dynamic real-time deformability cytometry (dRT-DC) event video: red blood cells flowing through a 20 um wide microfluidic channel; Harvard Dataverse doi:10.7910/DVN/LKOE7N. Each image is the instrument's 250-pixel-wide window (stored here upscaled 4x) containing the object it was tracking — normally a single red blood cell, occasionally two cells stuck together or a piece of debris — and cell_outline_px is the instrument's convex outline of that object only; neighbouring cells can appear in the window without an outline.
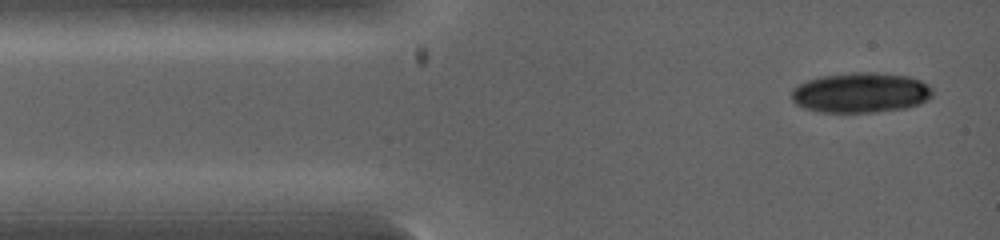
{"species": "common noctule bat (a hibernating species)", "species_latin": "Nyctalus noctula", "temperature_condition": "warm", "stored_images_in_passage": 4, "camera_frame_rate_fps": 5000, "um_per_image_px": 0.085, "animal": {"sex": "female", "body_mass_g": 19.0, "forearm_length_mm": 53.3}, "frame": {"image": 1, "passage_image": 1, "time_ms": 0.0, "image_size_px": [1000, 240], "cell_outline_px": [[932, 96], [928, 100], [920, 104], [908, 108], [872, 112], [820, 112], [804, 108], [796, 104], [792, 100], [792, 88], [808, 80], [820, 76], [852, 72], [876, 72], [908, 76], [920, 80], [928, 84], [932, 88]], "centroid_in_image_um": [73.18, 7.87], "position_along_channel_um": 11.8, "area_um2": 33.23}}